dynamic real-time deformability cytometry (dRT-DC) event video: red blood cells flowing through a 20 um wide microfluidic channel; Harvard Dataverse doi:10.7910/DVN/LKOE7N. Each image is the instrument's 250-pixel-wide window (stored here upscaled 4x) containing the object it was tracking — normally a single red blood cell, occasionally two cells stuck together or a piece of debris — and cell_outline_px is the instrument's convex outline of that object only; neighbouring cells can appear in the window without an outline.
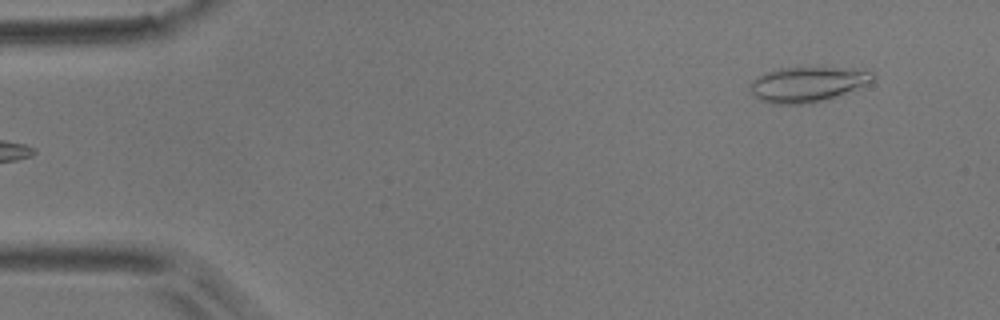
{"species": "common noctule bat (a hibernating species)", "species_latin": "Nyctalus noctula", "temperature_condition": "room temperature", "stored_images_in_passage": 5, "camera_frame_rate_fps": 3000, "um_per_image_px": 0.085, "animal": {"sex": "male", "body_mass_g": 17.9}, "frame": {"image": 1, "passage_image": 5, "time_ms": 4.333, "image_size_px": [1000, 320], "cell_outline_px": [[876, 76], [872, 80], [864, 84], [836, 96], [824, 100], [808, 104], [772, 104], [760, 100], [752, 92], [748, 84], [756, 76], [764, 72], [780, 68], [872, 68]], "centroid_in_image_um": [68.63, 7.14], "position_along_channel_um": 16.4, "area_um2": 25.2}}